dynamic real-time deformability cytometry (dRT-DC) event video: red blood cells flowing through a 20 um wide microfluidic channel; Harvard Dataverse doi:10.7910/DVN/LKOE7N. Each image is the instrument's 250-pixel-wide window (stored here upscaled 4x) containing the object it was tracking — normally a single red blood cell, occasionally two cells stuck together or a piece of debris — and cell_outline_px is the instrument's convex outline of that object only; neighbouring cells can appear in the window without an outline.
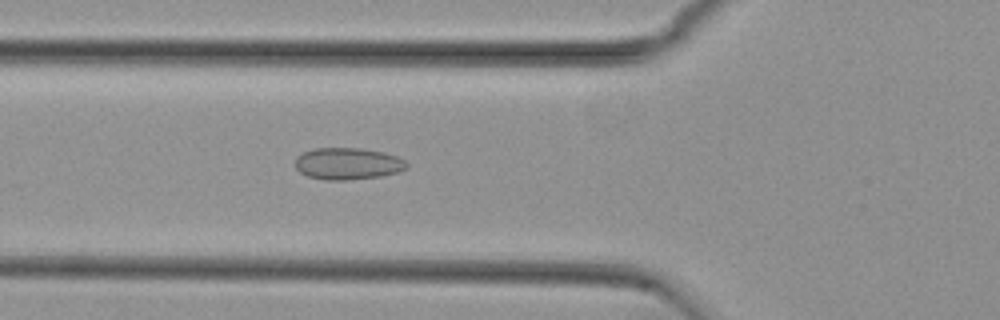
{"species": "common noctule bat (a hibernating species)", "species_latin": "Nyctalus noctula", "temperature_condition": "cold", "stored_images_in_passage": 37, "camera_frame_rate_fps": 3000, "um_per_image_px": 0.085, "animal": {"sex": "female", "body_mass_g": 29.2, "forearm_length_mm": 56.3}, "frame": {"image": 1, "passage_image": 7, "time_ms": 2.0, "image_size_px": [1000, 320], "cell_outline_px": [[408, 168], [400, 172], [380, 176], [348, 180], [324, 180], [308, 176], [300, 172], [296, 168], [296, 156], [312, 148], [360, 148], [384, 152], [396, 156], [404, 160], [408, 164]], "centroid_in_image_um": [29.57, 13.91], "position_along_channel_um": 96.2, "area_um2": 20.81}}
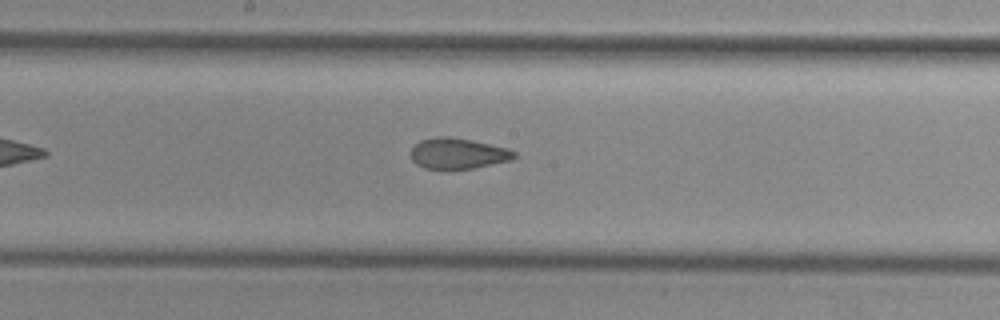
{"frame": {"image": 2, "passage_image": 16, "time_ms": 5.0, "image_size_px": [1000, 320], "cell_outline_px": [[516, 156], [512, 160], [472, 168], [448, 172], [440, 172], [424, 168], [416, 164], [412, 160], [412, 148], [420, 140], [436, 136], [448, 136], [472, 140], [508, 148], [516, 152]], "centroid_in_image_um": [38.9, 13.08], "position_along_channel_um": 209.3, "area_um2": 19.19}}
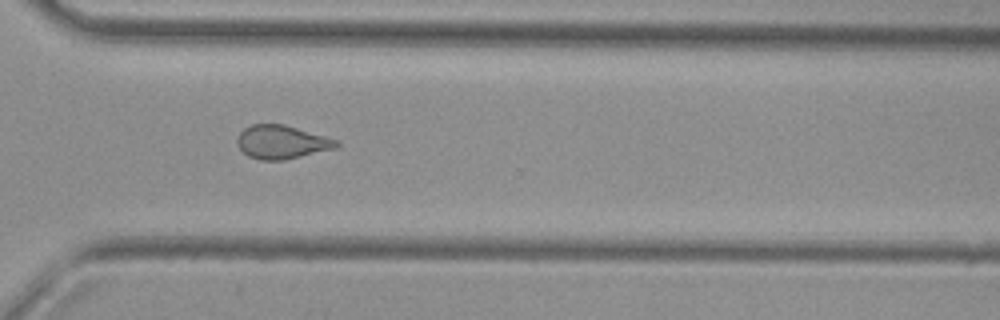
{"frame": {"image": 3, "passage_image": 27, "time_ms": 8.667, "image_size_px": [1000, 320], "cell_outline_px": [[340, 144], [336, 148], [284, 160], [260, 160], [248, 156], [236, 144], [236, 140], [240, 132], [244, 128], [252, 124], [284, 124], [340, 140]], "centroid_in_image_um": [23.96, 12.07], "position_along_channel_um": 346.6, "area_um2": 19.48}, "authors_computed_cell_mechanics": {"area_um2": 19.1896, "velocity_mm_per_s": 3.7486, "shape_relaxation_time_tau1_ms": null, "shape_relaxation_time_tau2_ms": 1.8888, "deformation_change_tau1": null, "deformation_change_tau2": 0.0922}}